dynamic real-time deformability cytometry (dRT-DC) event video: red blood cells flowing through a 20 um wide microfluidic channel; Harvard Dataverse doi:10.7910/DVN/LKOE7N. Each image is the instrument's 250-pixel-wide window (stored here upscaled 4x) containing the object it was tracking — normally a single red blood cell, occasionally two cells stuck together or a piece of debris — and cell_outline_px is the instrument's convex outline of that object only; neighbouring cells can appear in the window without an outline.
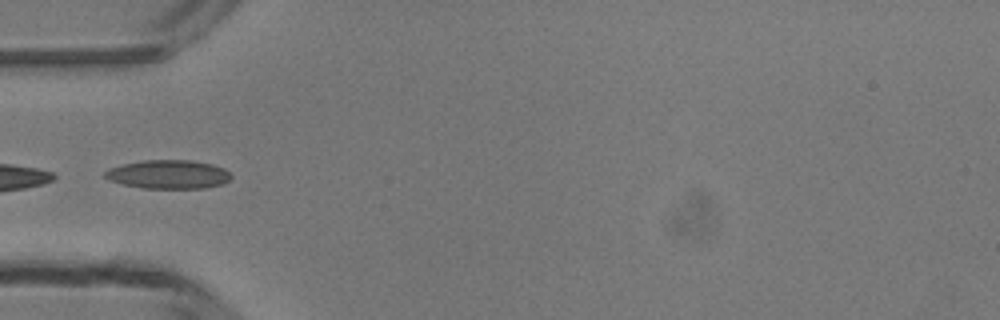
{"species": "common noctule bat (a hibernating species)", "species_latin": "Nyctalus noctula", "temperature_condition": "room temperature", "stored_images_in_passage": 4, "camera_frame_rate_fps": 3000, "um_per_image_px": 0.085, "animal": {"sex": "male", "body_mass_g": 13.3}, "frame": {"image": 1, "passage_image": 3, "time_ms": 3.0, "image_size_px": [1000, 320], "cell_outline_px": [[232, 176], [224, 184], [208, 188], [140, 188], [108, 180], [104, 176], [104, 172], [108, 168], [124, 164], [144, 160], [192, 160], [212, 164], [224, 168]], "centroid_in_image_um": [14.32, 14.82], "position_along_channel_um": 70.7, "area_um2": 21.21}}
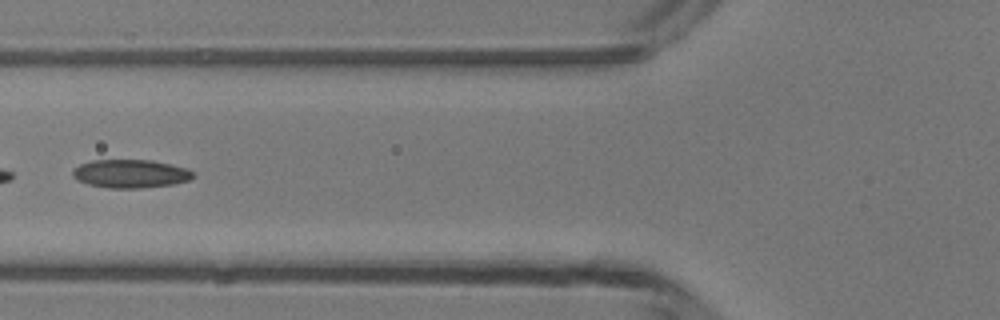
{"frame": {"image": 2, "passage_image": 4, "time_ms": 4.0, "image_size_px": [1000, 320], "cell_outline_px": [[196, 176], [188, 180], [172, 184], [140, 188], [108, 188], [88, 184], [76, 180], [72, 176], [72, 168], [80, 164], [92, 160], [152, 160], [172, 164], [188, 168], [196, 172]], "centroid_in_image_um": [11.1, 14.76], "position_along_channel_um": 114.7, "area_um2": 20.17}}